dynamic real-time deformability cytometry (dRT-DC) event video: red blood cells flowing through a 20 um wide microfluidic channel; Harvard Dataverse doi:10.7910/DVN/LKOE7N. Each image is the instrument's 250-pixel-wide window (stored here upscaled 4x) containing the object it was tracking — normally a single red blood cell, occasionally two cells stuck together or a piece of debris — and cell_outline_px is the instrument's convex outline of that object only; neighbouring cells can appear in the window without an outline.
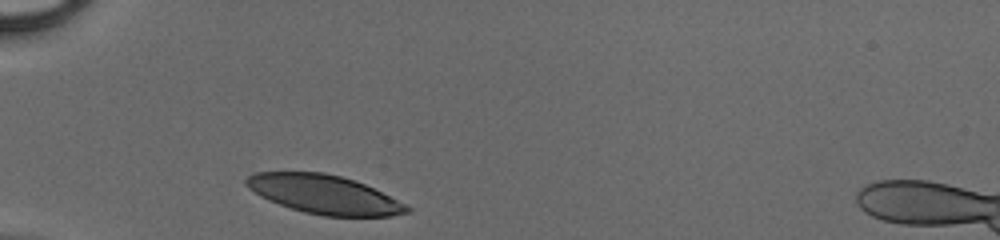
{"species": "human", "species_latin": "Homo sapiens", "temperature_condition": "cold", "stored_images_in_passage": 26, "camera_frame_rate_fps": 3000, "um_per_image_px": 0.085, "donor": {"sex": "male"}, "frame": {"image": 1, "passage_image": 1, "time_ms": 0.0, "image_size_px": [1000, 240], "cell_outline_px": [[412, 212], [392, 216], [324, 216], [304, 212], [268, 200], [260, 196], [248, 188], [244, 184], [244, 180], [248, 176], [256, 172], [324, 172], [340, 176], [364, 184], [412, 208]], "centroid_in_image_um": [27.52, 16.53], "position_along_channel_um": 57.5, "area_um2": 36.01}}
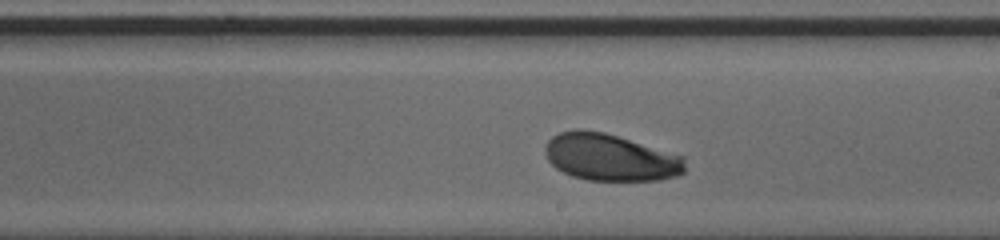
{"frame": {"image": 2, "passage_image": 15, "time_ms": 4.667, "image_size_px": [1000, 240], "cell_outline_px": [[684, 172], [676, 176], [660, 180], [588, 180], [572, 176], [556, 168], [548, 160], [544, 152], [544, 148], [548, 140], [552, 136], [560, 132], [576, 128], [580, 128], [604, 132], [684, 156]], "centroid_in_image_um": [51.84, 13.36], "position_along_channel_um": 237.2, "area_um2": 38.32}}
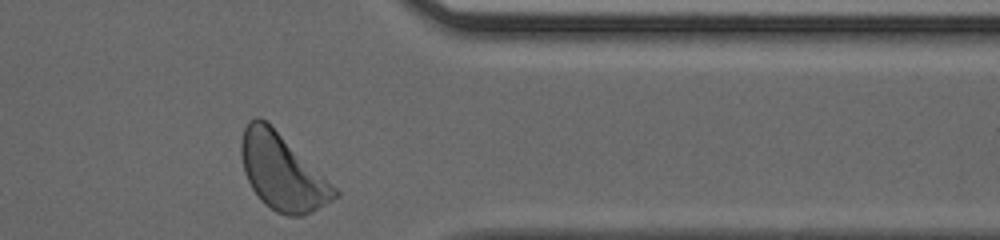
{"frame": {"image": 3, "passage_image": 26, "time_ms": 8.333, "image_size_px": [1000, 240], "cell_outline_px": [[340, 196], [312, 212], [300, 216], [288, 216], [276, 212], [264, 204], [260, 200], [252, 188], [244, 172], [240, 152], [240, 144], [244, 128], [248, 120], [256, 116], [260, 116], [336, 188], [340, 192]], "centroid_in_image_um": [23.96, 14.65], "position_along_channel_um": 387.4, "area_um2": 40.63}}